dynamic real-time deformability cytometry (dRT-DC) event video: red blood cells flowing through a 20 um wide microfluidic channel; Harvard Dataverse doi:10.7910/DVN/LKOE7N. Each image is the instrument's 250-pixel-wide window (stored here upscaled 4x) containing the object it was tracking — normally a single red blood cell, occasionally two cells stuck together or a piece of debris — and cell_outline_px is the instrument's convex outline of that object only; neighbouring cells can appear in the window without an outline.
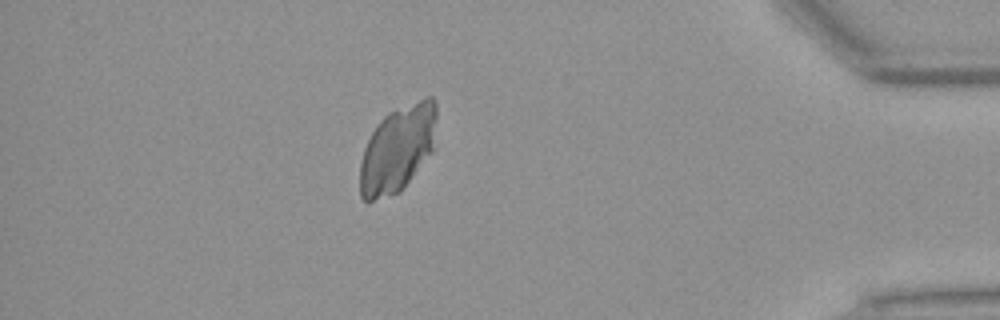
{"species": "Egyptian fruit bat (a non-hibernating species)", "species_latin": "Rousettus aegyptiacus", "temperature_condition": "warm", "stored_images_in_passage": 36, "camera_frame_rate_fps": 3000, "um_per_image_px": 0.085, "animal": {"sex": "female"}, "frame": {"image": 1, "passage_image": 31, "time_ms": 10.0, "image_size_px": [1000, 320], "cell_outline_px": [[436, 120], [432, 152], [400, 192], [372, 200], [364, 200], [360, 196], [360, 164], [364, 148], [372, 132], [380, 120], [388, 112], [428, 96], [432, 96], [436, 104]], "centroid_in_image_um": [33.79, 12.65], "position_along_channel_um": 401.4, "area_um2": 38.32}}